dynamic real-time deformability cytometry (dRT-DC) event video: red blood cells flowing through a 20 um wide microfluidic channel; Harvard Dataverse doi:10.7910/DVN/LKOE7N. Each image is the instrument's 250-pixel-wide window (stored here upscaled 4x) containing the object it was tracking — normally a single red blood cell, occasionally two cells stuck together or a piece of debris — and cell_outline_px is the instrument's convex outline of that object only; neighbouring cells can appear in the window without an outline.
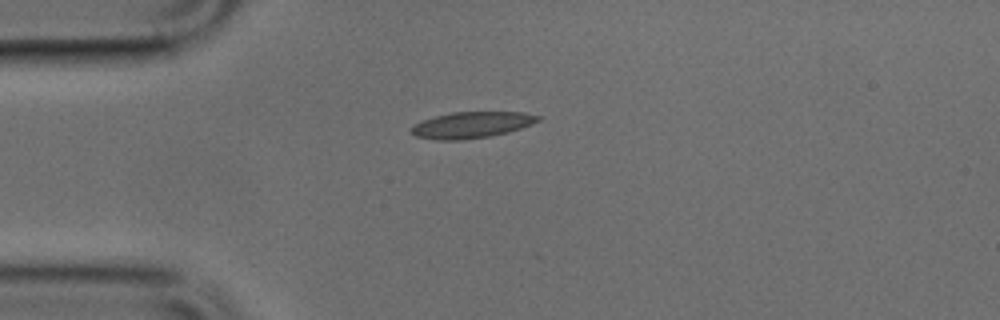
{"species": "common noctule bat (a hibernating species)", "species_latin": "Nyctalus noctula", "temperature_condition": "cold", "stored_images_in_passage": 6, "camera_frame_rate_fps": 3000, "um_per_image_px": 0.085, "animal": {"sex": "male", "body_mass_g": 17.9, "forearm_length_mm": 54.2}, "frame": {"image": 1, "passage_image": 1, "time_ms": 0.0, "image_size_px": [1000, 320], "cell_outline_px": [[540, 120], [532, 124], [508, 132], [492, 136], [464, 140], [436, 140], [416, 136], [412, 132], [412, 128], [416, 124], [424, 120], [436, 116], [452, 112], [524, 112], [540, 116]], "centroid_in_image_um": [40.13, 10.62], "position_along_channel_um": 44.9, "area_um2": 19.25}}